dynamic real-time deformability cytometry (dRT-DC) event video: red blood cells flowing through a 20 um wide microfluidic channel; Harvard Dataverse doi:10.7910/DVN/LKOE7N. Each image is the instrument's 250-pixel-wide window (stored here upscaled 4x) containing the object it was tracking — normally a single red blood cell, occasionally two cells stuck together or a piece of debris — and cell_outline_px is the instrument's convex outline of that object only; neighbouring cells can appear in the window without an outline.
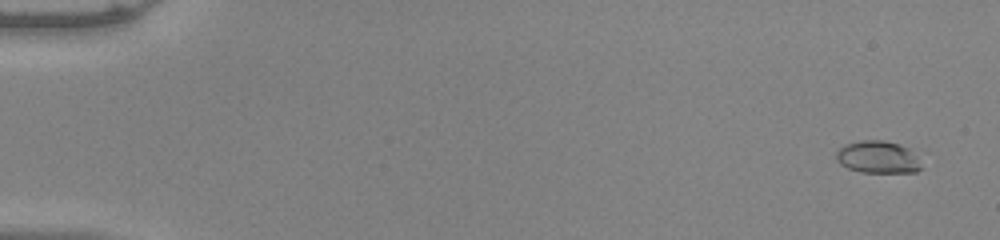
{"species": "common noctule bat (a hibernating species)", "species_latin": "Nyctalus noctula", "temperature_condition": "warm", "stored_images_in_passage": 53, "camera_frame_rate_fps": 3000, "um_per_image_px": 0.085, "animal": {"sex": "male", "body_mass_g": 20.0, "forearm_length_mm": 53.3}, "frame": {"image": 1, "passage_image": 3, "time_ms": 0.667, "image_size_px": [1000, 240], "cell_outline_px": [[920, 168], [916, 172], [860, 172], [848, 168], [840, 164], [836, 160], [836, 152], [844, 144], [860, 140], [884, 140], [900, 144], [908, 148], [916, 156]], "centroid_in_image_um": [74.56, 13.34], "position_along_channel_um": 10.4, "area_um2": 15.95}}
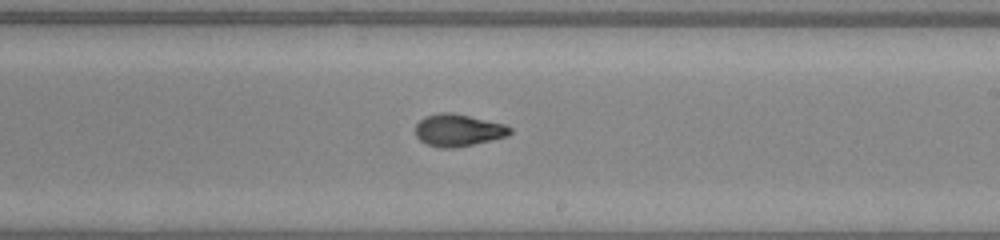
{"frame": {"image": 2, "passage_image": 33, "time_ms": 10.667, "image_size_px": [1000, 240], "cell_outline_px": [[512, 132], [508, 136], [492, 140], [452, 148], [440, 148], [428, 144], [420, 140], [416, 136], [416, 124], [424, 116], [440, 112], [452, 112], [504, 124], [512, 128]], "centroid_in_image_um": [38.94, 11.06], "position_along_channel_um": 250.1, "area_um2": 17.69}}
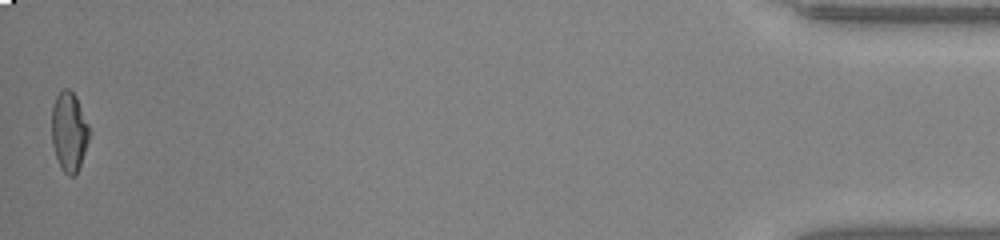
{"frame": {"image": 3, "passage_image": 53, "time_ms": 17.333, "image_size_px": [1000, 240], "cell_outline_px": [[88, 140], [76, 176], [68, 176], [60, 168], [52, 144], [52, 104], [60, 88], [68, 88], [76, 96], [88, 124]], "centroid_in_image_um": [5.84, 11.17], "position_along_channel_um": 429.4, "area_um2": 17.34}, "authors_computed_cell_mechanics": {"area_um2": 17.2822, "velocity_mm_per_s": 4.0168, "shape_relaxation_time_tau1_ms": 5.6617, "shape_relaxation_time_tau2_ms": 1.6485, "deformation_change_tau1": 0.2229, "deformation_change_tau2": 0.0749}}